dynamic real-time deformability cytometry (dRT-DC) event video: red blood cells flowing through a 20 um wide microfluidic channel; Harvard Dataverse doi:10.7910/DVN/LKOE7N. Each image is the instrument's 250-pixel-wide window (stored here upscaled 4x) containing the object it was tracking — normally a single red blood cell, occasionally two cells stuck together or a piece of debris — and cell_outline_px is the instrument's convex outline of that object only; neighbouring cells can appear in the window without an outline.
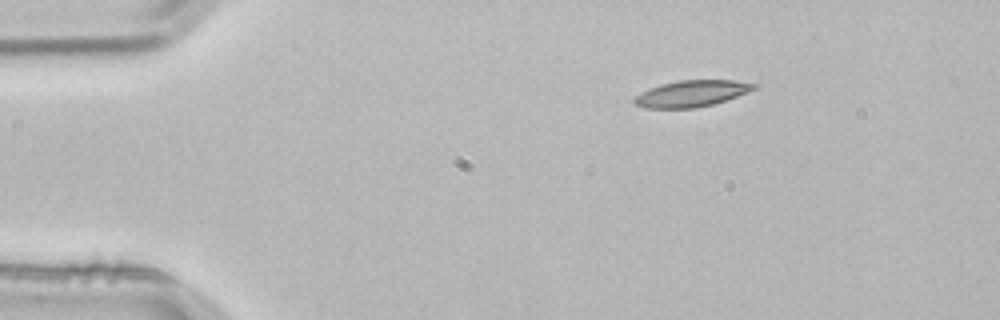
{"species": "common noctule bat (a hibernating species)", "species_latin": "Nyctalus noctula", "temperature_condition": "room temperature", "stored_images_in_passage": 3, "camera_frame_rate_fps": 3000, "um_per_image_px": 0.085, "animal": {"sex": "male", "body_mass_g": 21.5, "forearm_length_mm": 52.0}, "frame": {"image": 1, "passage_image": 1, "time_ms": 0.0, "image_size_px": [1000, 320], "cell_outline_px": [[760, 84], [756, 88], [748, 92], [712, 104], [696, 108], [644, 108], [632, 104], [632, 100], [640, 92], [648, 88], [660, 84], [680, 80], [736, 80]], "centroid_in_image_um": [58.75, 7.95], "position_along_channel_um": 26.3, "area_um2": 18.55}}
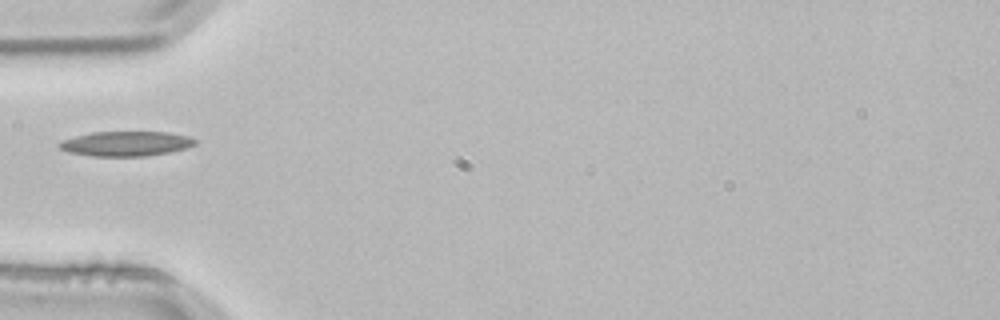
{"frame": {"image": 2, "passage_image": 3, "time_ms": 0.667, "image_size_px": [1000, 320], "cell_outline_px": [[196, 144], [184, 148], [168, 152], [144, 156], [92, 156], [68, 152], [60, 148], [56, 144], [60, 140], [92, 132], [168, 132], [188, 136], [196, 140]], "centroid_in_image_um": [10.66, 12.21], "position_along_channel_um": 74.3, "area_um2": 19.54}}